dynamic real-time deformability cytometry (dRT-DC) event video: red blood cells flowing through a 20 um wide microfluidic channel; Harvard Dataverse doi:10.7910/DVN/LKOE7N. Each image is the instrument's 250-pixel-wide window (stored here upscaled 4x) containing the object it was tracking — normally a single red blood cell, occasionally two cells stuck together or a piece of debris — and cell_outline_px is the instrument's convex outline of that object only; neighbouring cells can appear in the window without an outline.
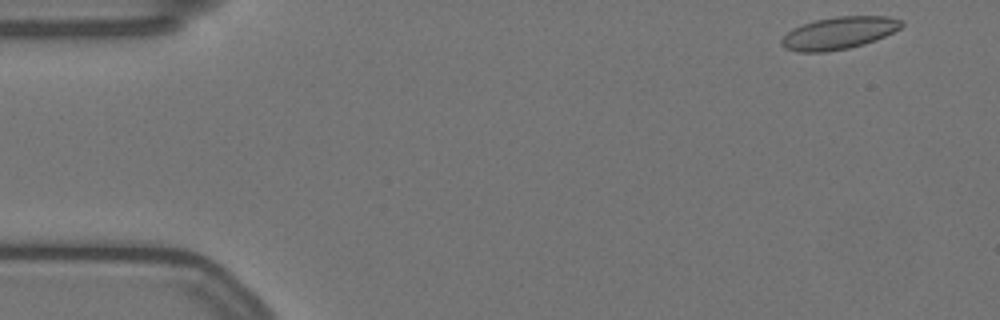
{"species": "Egyptian fruit bat (a non-hibernating species)", "species_latin": "Rousettus aegyptiacus", "temperature_condition": "warm", "stored_images_in_passage": 55, "camera_frame_rate_fps": 3000, "um_per_image_px": 0.085, "animal": {"sex": "female"}, "frame": {"image": 1, "passage_image": 1, "time_ms": 0.0, "image_size_px": [1000, 320], "cell_outline_px": [[904, 24], [900, 28], [876, 40], [864, 44], [848, 48], [824, 52], [800, 52], [784, 48], [780, 44], [780, 40], [792, 28], [816, 20], [836, 16], [888, 16], [900, 20]], "centroid_in_image_um": [71.29, 2.81], "position_along_channel_um": 13.7, "area_um2": 22.48}}
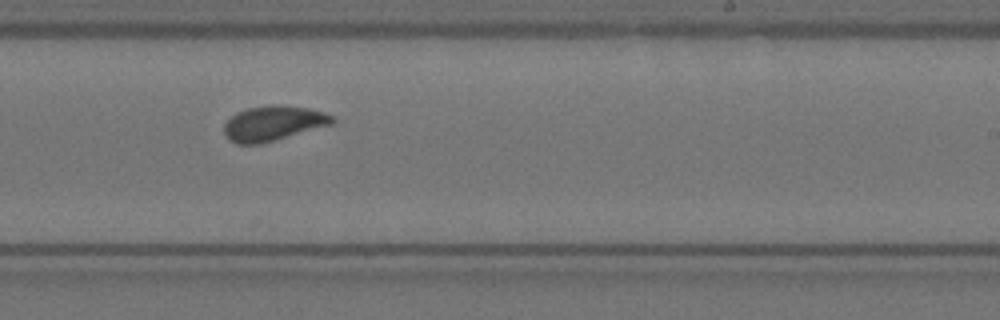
{"frame": {"image": 2, "passage_image": 32, "time_ms": 10.333, "image_size_px": [1000, 320], "cell_outline_px": [[336, 120], [332, 124], [276, 140], [260, 144], [236, 144], [228, 140], [224, 132], [224, 124], [236, 112], [248, 108], [272, 104], [280, 104], [308, 108], [324, 112], [332, 116]], "centroid_in_image_um": [23.21, 10.48], "position_along_channel_um": 265.8, "area_um2": 22.14}}
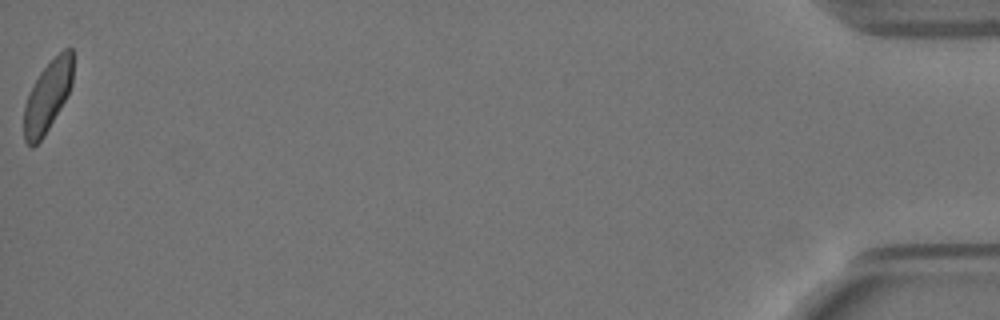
{"frame": {"image": 3, "passage_image": 55, "time_ms": 18.0, "image_size_px": [1000, 320], "cell_outline_px": [[72, 84], [68, 96], [44, 136], [32, 148], [24, 140], [24, 104], [28, 92], [40, 72], [64, 48], [72, 48]], "centroid_in_image_um": [4.03, 8.21], "position_along_channel_um": 431.2, "area_um2": 20.23}, "authors_computed_cell_mechanics": {"area_um2": 21.9062, "velocity_mm_per_s": 3.4848, "shape_relaxation_time_tau1_ms": 5.5091, "shape_relaxation_time_tau2_ms": null, "deformation_change_tau1": 0.1259, "deformation_change_tau2": null}}